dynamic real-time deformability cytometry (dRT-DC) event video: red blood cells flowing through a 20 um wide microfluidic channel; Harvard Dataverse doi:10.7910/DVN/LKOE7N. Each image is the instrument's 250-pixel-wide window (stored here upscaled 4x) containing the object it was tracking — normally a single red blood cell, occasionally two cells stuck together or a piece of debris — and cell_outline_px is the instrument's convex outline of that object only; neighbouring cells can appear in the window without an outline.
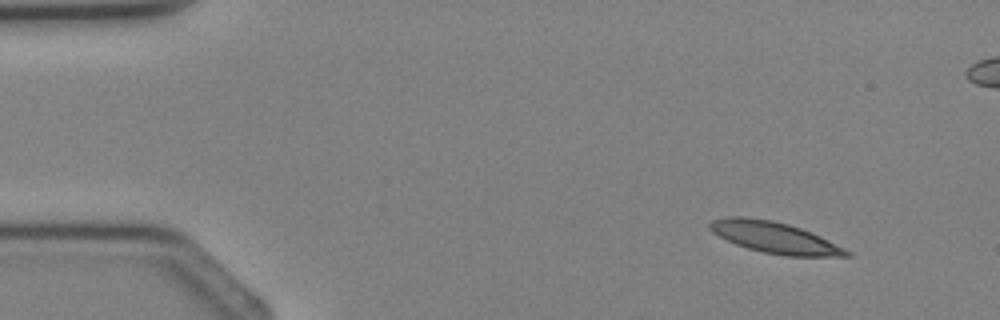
{"species": "Egyptian fruit bat (a non-hibernating species)", "species_latin": "Rousettus aegyptiacus", "temperature_condition": "cold", "stored_images_in_passage": 4, "camera_frame_rate_fps": 3000, "um_per_image_px": 0.085, "animal": {"sex": "female"}, "frame": {"image": 1, "passage_image": 1, "time_ms": 0.0, "image_size_px": [1000, 320], "cell_outline_px": [[852, 256], [788, 256], [764, 252], [748, 248], [736, 244], [712, 232], [708, 228], [708, 224], [712, 220], [732, 216], [740, 216], [772, 220], [788, 224], [812, 232], [852, 252]], "centroid_in_image_um": [65.85, 20.18], "position_along_channel_um": 19.2, "area_um2": 24.62}}